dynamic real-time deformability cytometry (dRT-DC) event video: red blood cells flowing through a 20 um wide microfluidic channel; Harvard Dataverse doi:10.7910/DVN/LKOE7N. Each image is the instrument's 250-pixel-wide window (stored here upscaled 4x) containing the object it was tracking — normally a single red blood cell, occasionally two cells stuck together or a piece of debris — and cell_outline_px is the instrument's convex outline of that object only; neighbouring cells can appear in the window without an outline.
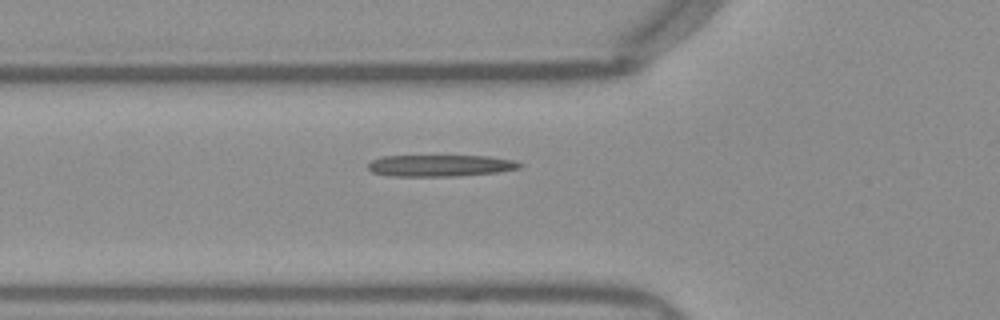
{"species": "Egyptian fruit bat (a non-hibernating species)", "species_latin": "Rousettus aegyptiacus", "temperature_condition": "warm", "stored_images_in_passage": 36, "segment_of_instrument_passage": [1, 2], "camera_frame_rate_fps": 3000, "um_per_image_px": 0.085, "frame": {"image": 1, "passage_image": 2, "time_ms": 0.333, "image_size_px": [1000, 320], "cell_outline_px": [[524, 164], [520, 168], [500, 172], [456, 176], [392, 176], [372, 172], [368, 168], [368, 164], [372, 160], [384, 156], [488, 156], [512, 160]], "centroid_in_image_um": [37.45, 14.08], "position_along_channel_um": 88.4, "area_um2": 19.07}}
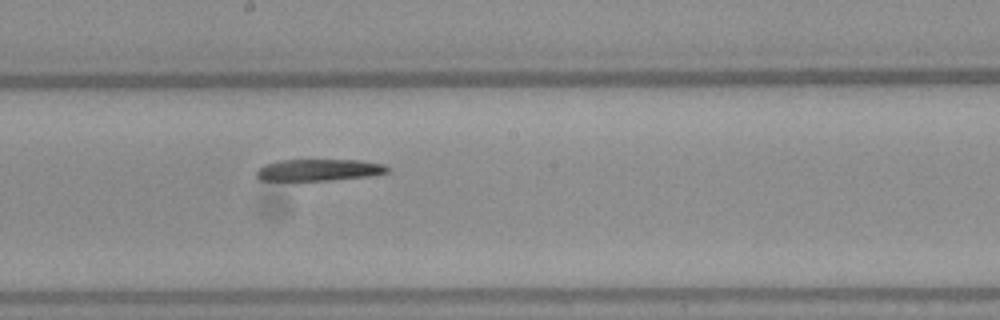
{"frame": {"image": 2, "passage_image": 12, "time_ms": 3.667, "image_size_px": [1000, 320], "cell_outline_px": [[388, 172], [372, 176], [328, 180], [260, 180], [256, 176], [256, 172], [264, 164], [276, 160], [360, 160], [384, 164], [388, 168]], "centroid_in_image_um": [27.11, 14.44], "position_along_channel_um": 221.1, "area_um2": 16.53}}
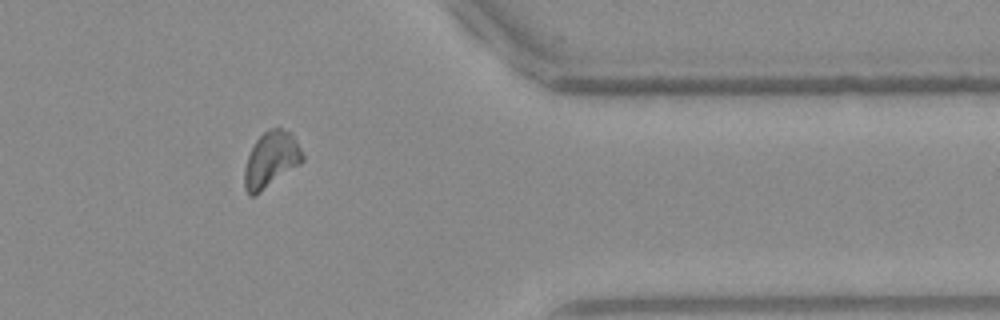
{"frame": {"image": 3, "passage_image": 26, "time_ms": 8.333, "image_size_px": [1000, 320], "cell_outline_px": [[304, 160], [300, 164], [256, 196], [248, 196], [244, 188], [244, 168], [248, 156], [256, 140], [268, 128], [280, 128], [292, 132], [304, 156]], "centroid_in_image_um": [23.03, 13.59], "position_along_channel_um": 388.4, "area_um2": 19.07}}